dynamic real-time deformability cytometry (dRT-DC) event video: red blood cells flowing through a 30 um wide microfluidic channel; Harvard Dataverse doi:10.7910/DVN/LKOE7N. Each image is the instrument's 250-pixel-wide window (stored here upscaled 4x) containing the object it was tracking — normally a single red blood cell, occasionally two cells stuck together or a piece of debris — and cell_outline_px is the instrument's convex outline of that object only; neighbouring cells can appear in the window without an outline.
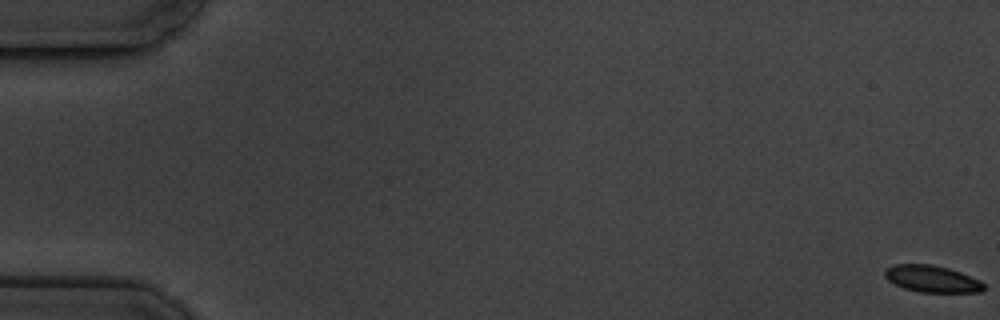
{"species": "common noctule bat (a hibernating species)", "species_latin": "Nyctalus noctula", "temperature_condition": "cold", "stored_images_in_passage": 6, "camera_frame_rate_fps": 3000, "um_per_image_px": 0.085, "animal": {"sex": "male", "body_mass_g": 19.5, "forearm_length_mm": 54.6}, "frame": {"image": 1, "passage_image": 1, "time_ms": 0.0, "image_size_px": [1000, 320], "cell_outline_px": [[984, 288], [980, 292], [920, 292], [904, 288], [888, 280], [884, 276], [884, 268], [896, 264], [932, 264], [948, 268], [960, 272], [980, 280], [984, 284]], "centroid_in_image_um": [79.19, 23.69], "position_along_channel_um": 5.8, "area_um2": 15.43}}